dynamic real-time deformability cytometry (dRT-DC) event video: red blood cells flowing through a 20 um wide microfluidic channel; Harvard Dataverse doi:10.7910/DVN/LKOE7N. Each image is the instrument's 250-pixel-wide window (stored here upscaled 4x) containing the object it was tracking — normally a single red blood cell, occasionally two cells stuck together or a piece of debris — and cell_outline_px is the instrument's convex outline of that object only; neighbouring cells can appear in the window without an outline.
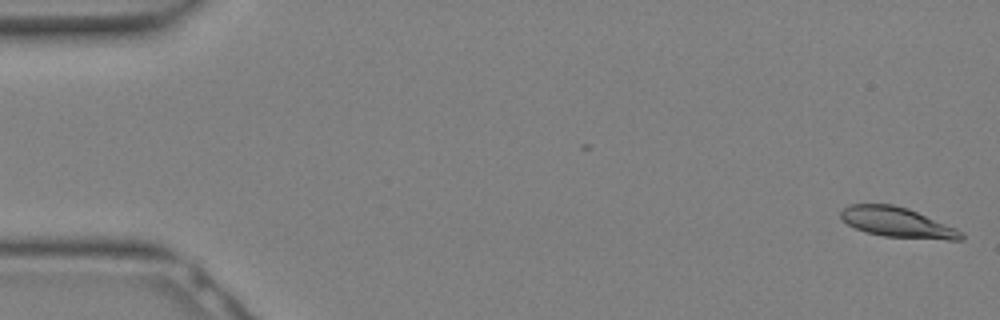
{"species": "Egyptian fruit bat (a non-hibernating species)", "species_latin": "Rousettus aegyptiacus", "temperature_condition": "warm", "stored_images_in_passage": 2, "camera_frame_rate_fps": 3000, "um_per_image_px": 0.085, "animal": {"sex": "female"}, "frame": {"image": 1, "passage_image": 2, "time_ms": 0.333, "image_size_px": [1000, 320], "cell_outline_px": [[964, 240], [948, 240], [884, 236], [864, 232], [848, 224], [840, 216], [840, 212], [848, 204], [892, 204], [908, 208], [956, 228], [964, 236]], "centroid_in_image_um": [76.27, 18.9], "position_along_channel_um": 8.7, "area_um2": 20.98}}